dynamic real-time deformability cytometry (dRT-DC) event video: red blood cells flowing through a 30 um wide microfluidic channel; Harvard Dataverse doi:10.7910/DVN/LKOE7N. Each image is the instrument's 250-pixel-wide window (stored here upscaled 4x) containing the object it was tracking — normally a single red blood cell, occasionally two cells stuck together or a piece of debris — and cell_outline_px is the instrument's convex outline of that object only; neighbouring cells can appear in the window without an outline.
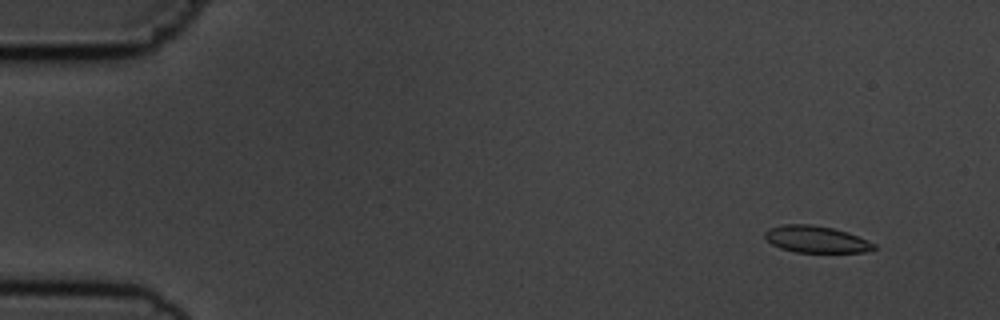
{"species": "common noctule bat (a hibernating species)", "species_latin": "Nyctalus noctula", "temperature_condition": "cold", "stored_images_in_passage": 7, "camera_frame_rate_fps": 3000, "um_per_image_px": 0.085, "animal": {"sex": "male", "body_mass_g": 19.5, "forearm_length_mm": 54.6}, "frame": {"image": 1, "passage_image": 2, "time_ms": 1.0, "image_size_px": [1000, 320], "cell_outline_px": [[876, 248], [864, 252], [796, 252], [780, 248], [772, 244], [764, 236], [764, 232], [768, 228], [784, 224], [808, 224], [832, 228], [848, 232], [868, 240], [876, 244]], "centroid_in_image_um": [69.37, 20.34], "position_along_channel_um": 15.6, "area_um2": 16.99}}
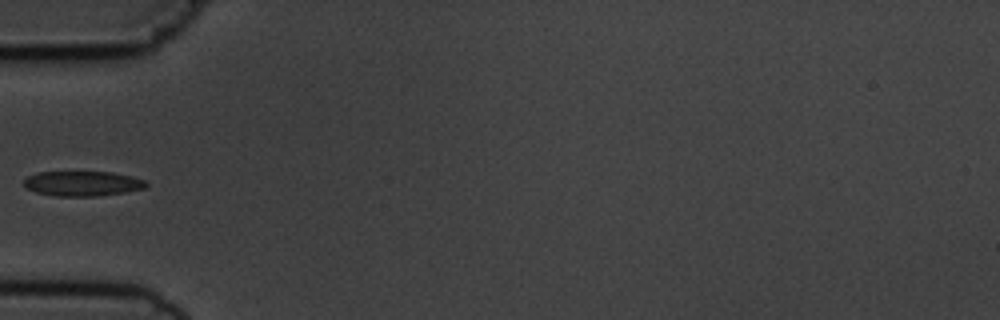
{"frame": {"image": 2, "passage_image": 6, "time_ms": 5.667, "image_size_px": [1000, 320], "cell_outline_px": [[148, 184], [144, 188], [124, 192], [96, 196], [56, 196], [36, 192], [28, 188], [24, 184], [24, 180], [28, 176], [36, 172], [112, 172], [132, 176], [144, 180]], "centroid_in_image_um": [7.01, 15.59], "position_along_channel_um": 78.0, "area_um2": 17.63}}
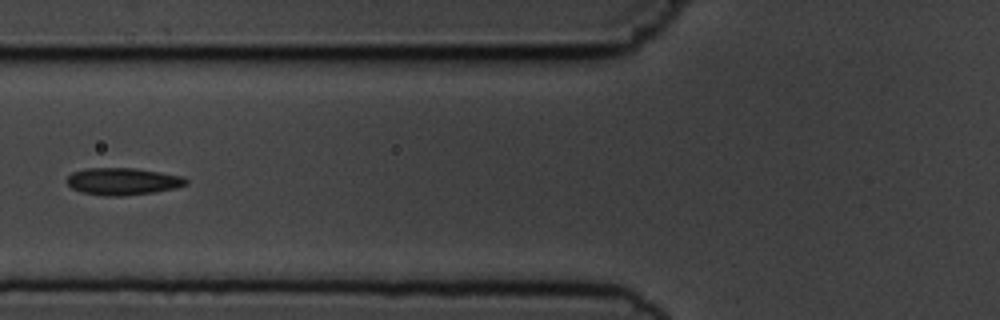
{"frame": {"image": 3, "passage_image": 7, "time_ms": 6.667, "image_size_px": [1000, 320], "cell_outline_px": [[188, 184], [176, 188], [152, 192], [124, 196], [104, 196], [80, 192], [72, 188], [68, 184], [68, 176], [72, 172], [84, 168], [136, 168], [184, 176], [188, 180]], "centroid_in_image_um": [10.45, 15.41], "position_along_channel_um": 115.4, "area_um2": 18.96}}